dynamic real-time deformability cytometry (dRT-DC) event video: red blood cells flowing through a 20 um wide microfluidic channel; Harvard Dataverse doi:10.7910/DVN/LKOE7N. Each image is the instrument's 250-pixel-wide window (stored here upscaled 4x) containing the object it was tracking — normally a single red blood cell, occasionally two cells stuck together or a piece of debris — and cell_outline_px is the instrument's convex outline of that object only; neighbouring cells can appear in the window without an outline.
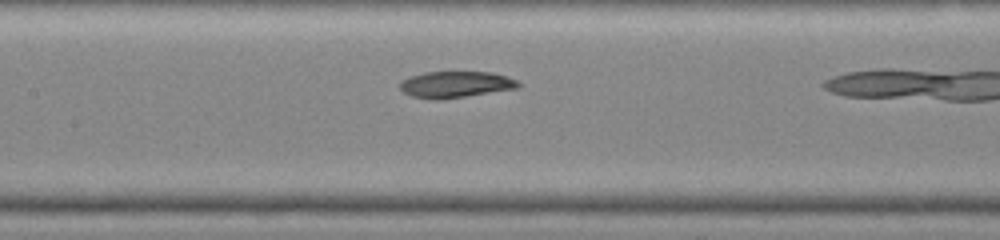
{"species": "common noctule bat (a hibernating species)", "species_latin": "Nyctalus noctula", "temperature_condition": "warm", "stored_images_in_passage": 9, "camera_frame_rate_fps": 3000, "um_per_image_px": 0.085, "animal": {"sex": "female", "body_mass_g": 19.0, "forearm_length_mm": 51.5}, "frame": {"image": 1, "passage_image": 8, "time_ms": 2.333, "image_size_px": [1000, 240], "cell_outline_px": [[520, 88], [436, 100], [432, 100], [412, 96], [404, 92], [400, 88], [400, 80], [408, 76], [424, 72], [492, 72], [508, 76], [516, 80], [520, 84]], "centroid_in_image_um": [38.71, 7.17], "position_along_channel_um": 168.7, "area_um2": 18.26}}